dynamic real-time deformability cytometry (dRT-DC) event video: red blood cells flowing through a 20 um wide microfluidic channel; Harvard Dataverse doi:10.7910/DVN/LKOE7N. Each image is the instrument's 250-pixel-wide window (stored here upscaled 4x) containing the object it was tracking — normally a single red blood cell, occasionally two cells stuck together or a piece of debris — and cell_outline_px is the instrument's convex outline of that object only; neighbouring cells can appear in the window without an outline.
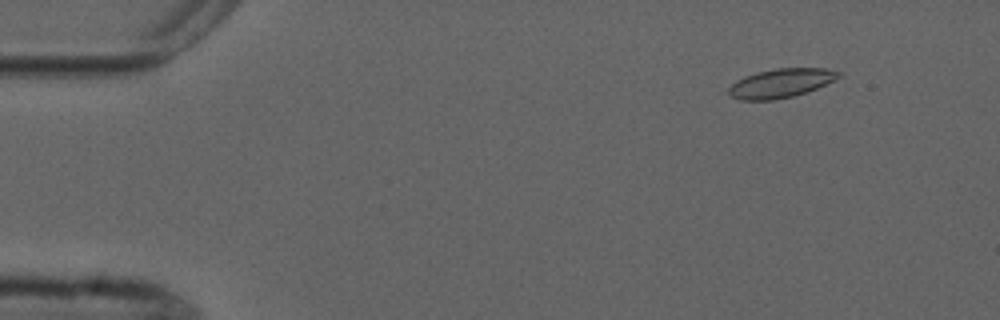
{"species": "common noctule bat (a hibernating species)", "species_latin": "Nyctalus noctula", "temperature_condition": "cold", "stored_images_in_passage": 4, "camera_frame_rate_fps": 3000, "um_per_image_px": 0.085, "animal": {"sex": "male", "forearm_length_mm": 52.5}, "frame": {"image": 1, "passage_image": 1, "time_ms": 0.0, "image_size_px": [1000, 320], "cell_outline_px": [[840, 76], [816, 88], [792, 96], [772, 100], [740, 100], [728, 96], [728, 88], [736, 80], [744, 76], [756, 72], [776, 68], [828, 68], [840, 72]], "centroid_in_image_um": [66.3, 7.06], "position_along_channel_um": 18.7, "area_um2": 18.44}}
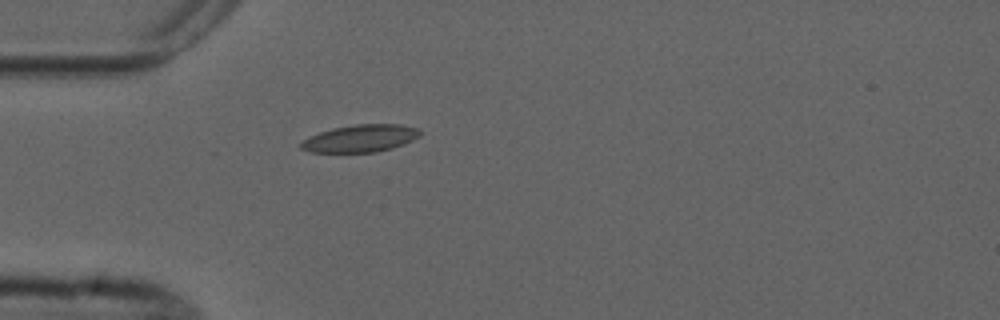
{"frame": {"image": 2, "passage_image": 4, "time_ms": 3.333, "image_size_px": [1000, 320], "cell_outline_px": [[424, 132], [420, 136], [404, 144], [392, 148], [376, 152], [312, 152], [300, 148], [300, 144], [308, 136], [332, 128], [356, 124], [400, 124], [420, 128]], "centroid_in_image_um": [30.68, 11.75], "position_along_channel_um": 54.3, "area_um2": 19.13}}